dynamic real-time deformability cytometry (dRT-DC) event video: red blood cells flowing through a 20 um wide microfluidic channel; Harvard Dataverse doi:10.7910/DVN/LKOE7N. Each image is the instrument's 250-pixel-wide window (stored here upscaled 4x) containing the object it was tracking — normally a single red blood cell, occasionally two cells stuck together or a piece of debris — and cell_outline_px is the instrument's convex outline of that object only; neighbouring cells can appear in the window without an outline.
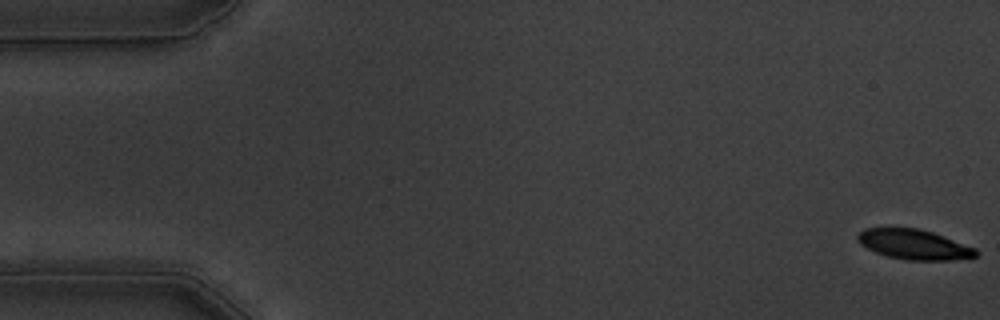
{"species": "common noctule bat (a hibernating species)", "species_latin": "Nyctalus noctula", "temperature_condition": "warm", "stored_images_in_passage": 56, "camera_frame_rate_fps": 3000, "um_per_image_px": 0.085, "animal": {"sex": "male", "body_mass_g": 19.5, "forearm_length_mm": 54.6}, "frame": {"image": 1, "passage_image": 1, "time_ms": 0.0, "image_size_px": [1000, 320], "cell_outline_px": [[980, 252], [976, 256], [952, 260], [904, 260], [888, 256], [876, 252], [860, 244], [856, 240], [856, 236], [864, 228], [888, 224], [920, 228], [932, 232], [976, 248]], "centroid_in_image_um": [77.61, 20.72], "position_along_channel_um": 7.4, "area_um2": 21.44}}
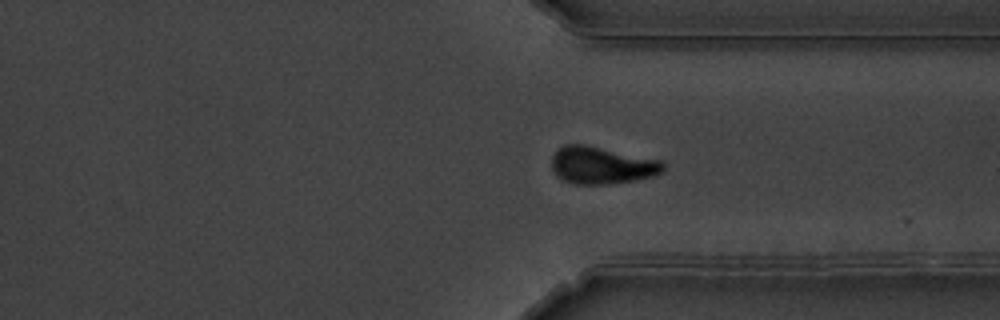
{"frame": {"image": 2, "passage_image": 42, "time_ms": 13.667, "image_size_px": [1000, 320], "cell_outline_px": [[664, 172], [652, 176], [636, 180], [608, 184], [576, 184], [564, 180], [556, 176], [552, 168], [552, 156], [556, 148], [564, 144], [584, 144], [660, 160], [664, 164]], "centroid_in_image_um": [51.12, 14.04], "position_along_channel_um": 360.3, "area_um2": 24.28}}
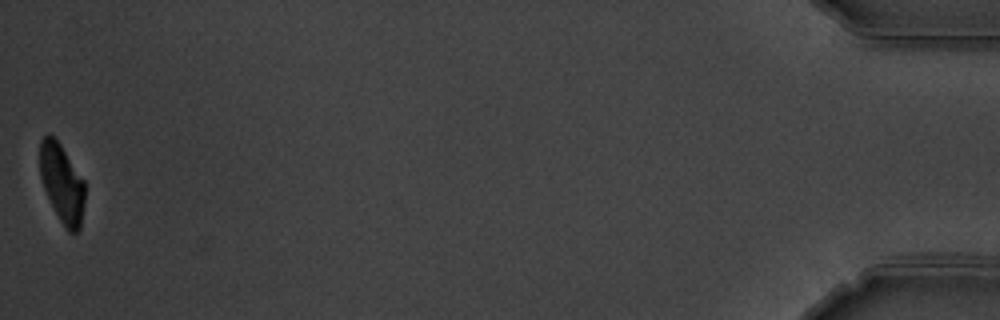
{"frame": {"image": 3, "passage_image": 56, "time_ms": 18.333, "image_size_px": [1000, 320], "cell_outline_px": [[84, 204], [80, 228], [76, 232], [68, 232], [60, 220], [44, 188], [40, 176], [40, 140], [44, 136], [52, 136], [60, 144], [84, 180]], "centroid_in_image_um": [5.27, 15.59], "position_along_channel_um": 429.9, "area_um2": 20.17}, "authors_computed_cell_mechanics": {"area_um2": 23.4379, "velocity_mm_per_s": 3.6002, "shape_relaxation_time_tau1_ms": 3.0943, "shape_relaxation_time_tau2_ms": 4.7761, "deformation_change_tau1": 0.1442, "deformation_change_tau2": 0.1055}}